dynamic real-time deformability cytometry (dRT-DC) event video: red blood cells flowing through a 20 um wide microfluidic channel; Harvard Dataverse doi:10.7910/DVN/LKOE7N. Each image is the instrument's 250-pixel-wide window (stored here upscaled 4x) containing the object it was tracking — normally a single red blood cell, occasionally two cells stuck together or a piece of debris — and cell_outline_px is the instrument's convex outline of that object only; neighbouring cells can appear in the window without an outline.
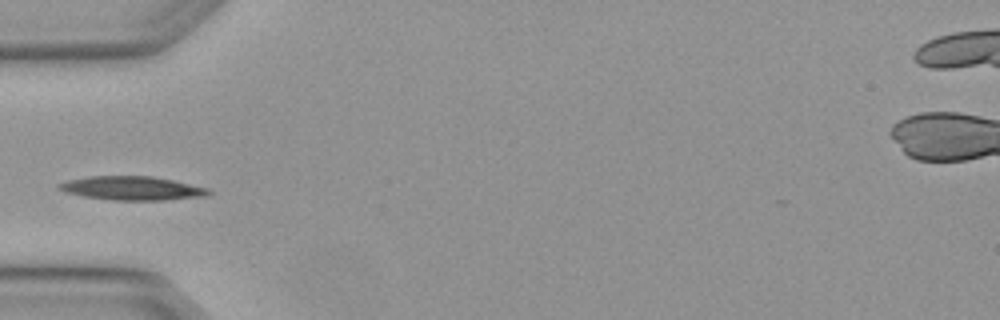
{"species": "Egyptian fruit bat (a non-hibernating species)", "species_latin": "Rousettus aegyptiacus", "temperature_condition": "warm", "stored_images_in_passage": 5, "segment_of_instrument_passage": [2, 2], "camera_frame_rate_fps": 3000, "um_per_image_px": 0.085, "animal": {"sex": "female"}, "frame": {"image": 1, "passage_image": 4, "time_ms": 1.0, "image_size_px": [1000, 320], "cell_outline_px": [[212, 192], [208, 196], [164, 200], [112, 200], [84, 196], [64, 192], [56, 188], [60, 184], [68, 180], [88, 176], [152, 176], [172, 180], [208, 188]], "centroid_in_image_um": [11.24, 16.0], "position_along_channel_um": 73.8, "area_um2": 20.69}}
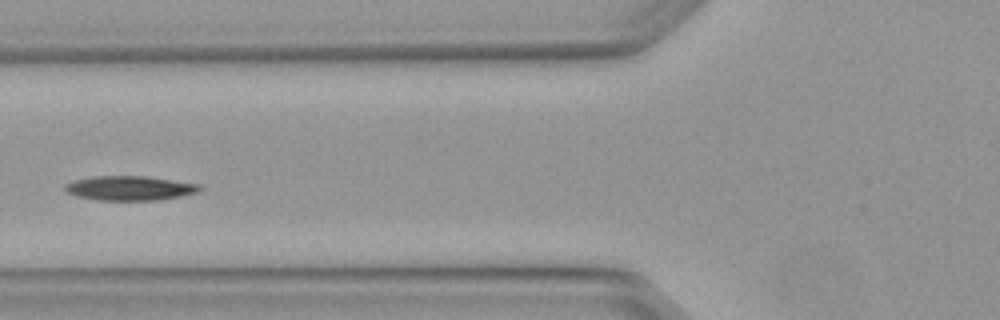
{"frame": {"image": 2, "passage_image": 5, "time_ms": 1.333, "image_size_px": [1000, 320], "cell_outline_px": [[204, 188], [196, 192], [180, 196], [160, 200], [96, 200], [76, 196], [64, 192], [64, 184], [76, 180], [92, 176], [144, 176], [200, 184]], "centroid_in_image_um": [10.99, 15.99], "position_along_channel_um": 114.8, "area_um2": 19.25}}